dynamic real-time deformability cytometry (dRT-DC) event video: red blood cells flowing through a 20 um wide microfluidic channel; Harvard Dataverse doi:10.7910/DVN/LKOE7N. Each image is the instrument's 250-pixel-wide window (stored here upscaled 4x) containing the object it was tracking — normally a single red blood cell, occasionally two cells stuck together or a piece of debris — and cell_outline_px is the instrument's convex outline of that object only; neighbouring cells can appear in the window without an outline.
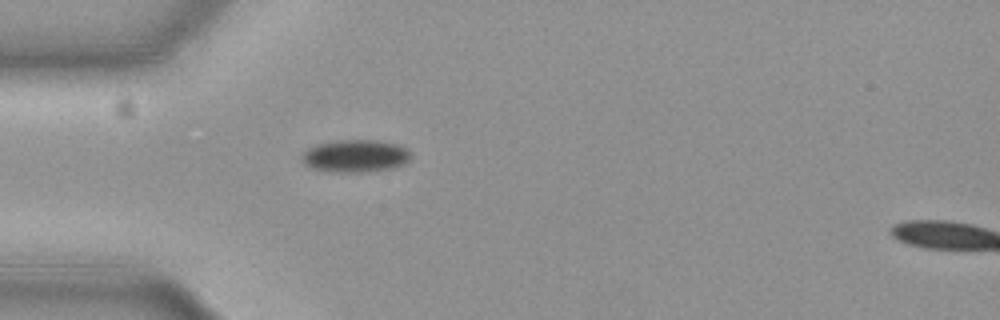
{"species": "common noctule bat (a hibernating species)", "species_latin": "Nyctalus noctula", "temperature_condition": "cold", "stored_images_in_passage": 3, "camera_frame_rate_fps": 3000, "um_per_image_px": 0.085, "animal": {"sex": "female", "body_mass_g": 19.3, "forearm_length_mm": 54.1}, "frame": {"image": 1, "passage_image": 1, "time_ms": 0.0, "image_size_px": [1000, 320], "cell_outline_px": [[412, 152], [408, 160], [404, 164], [392, 168], [368, 172], [332, 172], [312, 168], [304, 164], [300, 156], [308, 148], [316, 144], [336, 140], [380, 140], [396, 144], [408, 148]], "centroid_in_image_um": [30.21, 13.25], "position_along_channel_um": 54.8, "area_um2": 20.92}}